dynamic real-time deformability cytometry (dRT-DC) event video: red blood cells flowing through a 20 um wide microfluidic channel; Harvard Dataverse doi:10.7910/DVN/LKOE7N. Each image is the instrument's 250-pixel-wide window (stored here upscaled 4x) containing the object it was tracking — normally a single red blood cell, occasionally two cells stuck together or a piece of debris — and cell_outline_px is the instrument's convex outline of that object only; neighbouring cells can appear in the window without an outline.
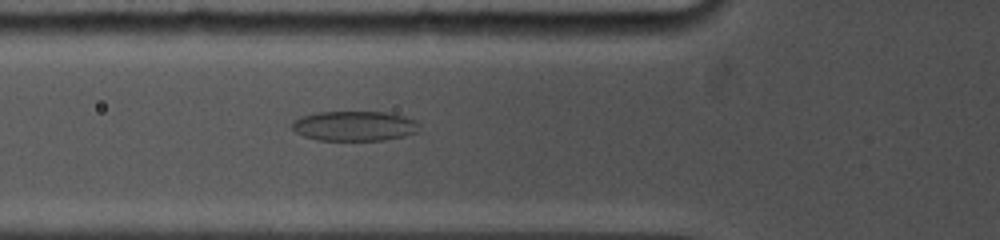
{"species": "common noctule bat (a hibernating species)", "species_latin": "Nyctalus noctula", "temperature_condition": "cold", "stored_images_in_passage": 3, "segment_of_instrument_passage": [1, 2], "camera_frame_rate_fps": 5000, "um_per_image_px": 0.085, "animal": {"sex": "female", "body_mass_g": 19.0, "forearm_length_mm": 53.3}, "frame": {"image": 1, "passage_image": 2, "time_ms": 0.8, "image_size_px": [1000, 240], "cell_outline_px": [[420, 132], [404, 136], [384, 140], [316, 140], [304, 136], [296, 132], [292, 128], [292, 120], [300, 116], [320, 112], [388, 112], [404, 116], [416, 120], [420, 124]], "centroid_in_image_um": [30.16, 10.71], "position_along_channel_um": 95.6, "area_um2": 22.43}}